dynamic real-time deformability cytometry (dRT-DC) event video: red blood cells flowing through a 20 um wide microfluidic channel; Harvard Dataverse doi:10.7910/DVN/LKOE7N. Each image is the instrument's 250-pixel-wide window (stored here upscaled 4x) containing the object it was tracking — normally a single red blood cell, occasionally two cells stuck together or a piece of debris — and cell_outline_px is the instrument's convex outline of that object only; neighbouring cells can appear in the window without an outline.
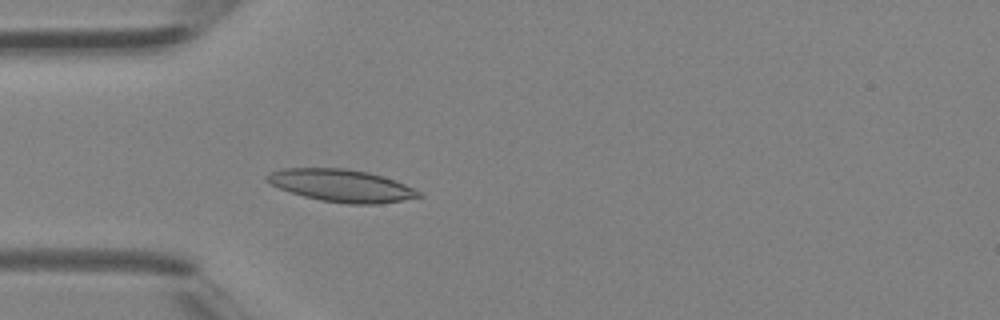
{"species": "Egyptian fruit bat (a non-hibernating species)", "species_latin": "Rousettus aegyptiacus", "temperature_condition": "room temperature", "stored_images_in_passage": 40, "camera_frame_rate_fps": 3000, "um_per_image_px": 0.085, "animal": {"sex": "female"}, "frame": {"image": 1, "passage_image": 12, "time_ms": 3.667, "image_size_px": [1000, 320], "cell_outline_px": [[424, 196], [380, 204], [348, 204], [320, 200], [304, 196], [280, 188], [264, 180], [264, 176], [280, 168], [344, 168], [368, 172], [396, 180], [420, 192]], "centroid_in_image_um": [29.02, 15.77], "position_along_channel_um": 56.0, "area_um2": 28.55}}
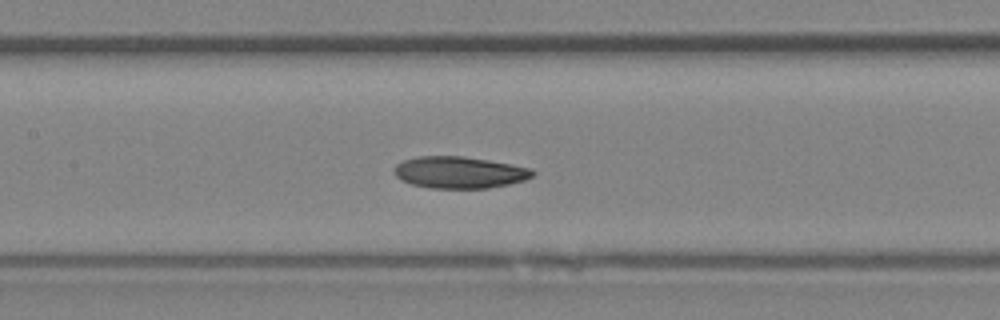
{"frame": {"image": 2, "passage_image": 19, "time_ms": 6.0, "image_size_px": [1000, 320], "cell_outline_px": [[536, 172], [532, 176], [524, 180], [508, 184], [488, 188], [428, 188], [412, 184], [400, 180], [396, 176], [396, 164], [404, 160], [420, 156], [464, 156], [488, 160], [532, 168]], "centroid_in_image_um": [39.06, 14.65], "position_along_channel_um": 168.3, "area_um2": 25.49}}
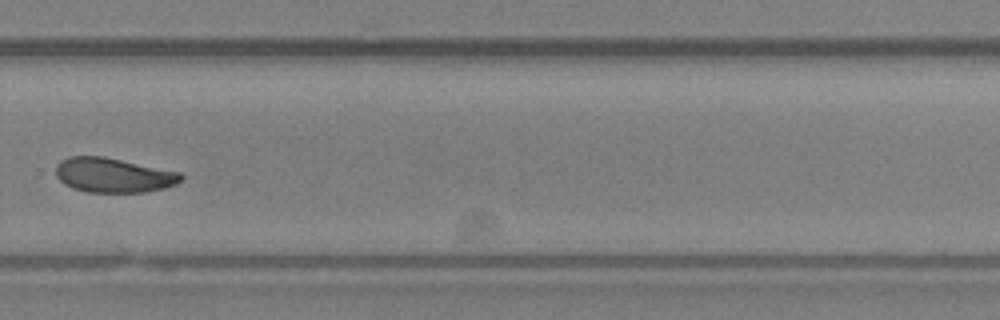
{"frame": {"image": 3, "passage_image": 28, "time_ms": 9.0, "image_size_px": [1000, 320], "cell_outline_px": [[184, 176], [176, 184], [164, 188], [144, 192], [88, 192], [72, 188], [64, 184], [56, 176], [56, 164], [60, 160], [68, 156], [104, 156], [180, 172]], "centroid_in_image_um": [9.61, 14.88], "position_along_channel_um": 320.2, "area_um2": 25.32}}